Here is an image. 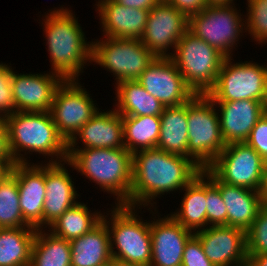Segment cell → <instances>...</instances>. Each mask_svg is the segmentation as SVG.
<instances>
[{
	"label": "cell",
	"instance_id": "obj_27",
	"mask_svg": "<svg viewBox=\"0 0 267 266\" xmlns=\"http://www.w3.org/2000/svg\"><path fill=\"white\" fill-rule=\"evenodd\" d=\"M161 118L157 148L188 158L187 102L179 106L165 107Z\"/></svg>",
	"mask_w": 267,
	"mask_h": 266
},
{
	"label": "cell",
	"instance_id": "obj_11",
	"mask_svg": "<svg viewBox=\"0 0 267 266\" xmlns=\"http://www.w3.org/2000/svg\"><path fill=\"white\" fill-rule=\"evenodd\" d=\"M267 163L246 142L226 145L207 167L221 182L263 191Z\"/></svg>",
	"mask_w": 267,
	"mask_h": 266
},
{
	"label": "cell",
	"instance_id": "obj_3",
	"mask_svg": "<svg viewBox=\"0 0 267 266\" xmlns=\"http://www.w3.org/2000/svg\"><path fill=\"white\" fill-rule=\"evenodd\" d=\"M5 120L14 163H30L27 155L33 153L47 156V163L67 161L68 143L59 134L50 111L15 112Z\"/></svg>",
	"mask_w": 267,
	"mask_h": 266
},
{
	"label": "cell",
	"instance_id": "obj_33",
	"mask_svg": "<svg viewBox=\"0 0 267 266\" xmlns=\"http://www.w3.org/2000/svg\"><path fill=\"white\" fill-rule=\"evenodd\" d=\"M245 15V32L252 40L267 44V0H247Z\"/></svg>",
	"mask_w": 267,
	"mask_h": 266
},
{
	"label": "cell",
	"instance_id": "obj_1",
	"mask_svg": "<svg viewBox=\"0 0 267 266\" xmlns=\"http://www.w3.org/2000/svg\"><path fill=\"white\" fill-rule=\"evenodd\" d=\"M201 172L202 168L193 159L182 155L158 148L136 151L132 154L130 207L140 211L143 207L156 209V198L178 190L182 193Z\"/></svg>",
	"mask_w": 267,
	"mask_h": 266
},
{
	"label": "cell",
	"instance_id": "obj_28",
	"mask_svg": "<svg viewBox=\"0 0 267 266\" xmlns=\"http://www.w3.org/2000/svg\"><path fill=\"white\" fill-rule=\"evenodd\" d=\"M37 229L0 228V266H30Z\"/></svg>",
	"mask_w": 267,
	"mask_h": 266
},
{
	"label": "cell",
	"instance_id": "obj_40",
	"mask_svg": "<svg viewBox=\"0 0 267 266\" xmlns=\"http://www.w3.org/2000/svg\"><path fill=\"white\" fill-rule=\"evenodd\" d=\"M0 162H14L8 147L7 126L4 117H0Z\"/></svg>",
	"mask_w": 267,
	"mask_h": 266
},
{
	"label": "cell",
	"instance_id": "obj_38",
	"mask_svg": "<svg viewBox=\"0 0 267 266\" xmlns=\"http://www.w3.org/2000/svg\"><path fill=\"white\" fill-rule=\"evenodd\" d=\"M246 143L267 163V114L265 113L252 128Z\"/></svg>",
	"mask_w": 267,
	"mask_h": 266
},
{
	"label": "cell",
	"instance_id": "obj_17",
	"mask_svg": "<svg viewBox=\"0 0 267 266\" xmlns=\"http://www.w3.org/2000/svg\"><path fill=\"white\" fill-rule=\"evenodd\" d=\"M65 79L56 72L12 74L16 112L50 111L56 90Z\"/></svg>",
	"mask_w": 267,
	"mask_h": 266
},
{
	"label": "cell",
	"instance_id": "obj_24",
	"mask_svg": "<svg viewBox=\"0 0 267 266\" xmlns=\"http://www.w3.org/2000/svg\"><path fill=\"white\" fill-rule=\"evenodd\" d=\"M70 243L71 266H104L112 260L110 233L103 220Z\"/></svg>",
	"mask_w": 267,
	"mask_h": 266
},
{
	"label": "cell",
	"instance_id": "obj_37",
	"mask_svg": "<svg viewBox=\"0 0 267 266\" xmlns=\"http://www.w3.org/2000/svg\"><path fill=\"white\" fill-rule=\"evenodd\" d=\"M182 266H215L206 257L202 244L195 235L185 245Z\"/></svg>",
	"mask_w": 267,
	"mask_h": 266
},
{
	"label": "cell",
	"instance_id": "obj_39",
	"mask_svg": "<svg viewBox=\"0 0 267 266\" xmlns=\"http://www.w3.org/2000/svg\"><path fill=\"white\" fill-rule=\"evenodd\" d=\"M169 5L174 6L182 12L187 18L198 14L208 5L206 0H165Z\"/></svg>",
	"mask_w": 267,
	"mask_h": 266
},
{
	"label": "cell",
	"instance_id": "obj_6",
	"mask_svg": "<svg viewBox=\"0 0 267 266\" xmlns=\"http://www.w3.org/2000/svg\"><path fill=\"white\" fill-rule=\"evenodd\" d=\"M170 58L195 94H207L215 86L226 56L187 30Z\"/></svg>",
	"mask_w": 267,
	"mask_h": 266
},
{
	"label": "cell",
	"instance_id": "obj_20",
	"mask_svg": "<svg viewBox=\"0 0 267 266\" xmlns=\"http://www.w3.org/2000/svg\"><path fill=\"white\" fill-rule=\"evenodd\" d=\"M213 102L220 113V130L226 145L246 142L252 128L266 110V104L256 100Z\"/></svg>",
	"mask_w": 267,
	"mask_h": 266
},
{
	"label": "cell",
	"instance_id": "obj_26",
	"mask_svg": "<svg viewBox=\"0 0 267 266\" xmlns=\"http://www.w3.org/2000/svg\"><path fill=\"white\" fill-rule=\"evenodd\" d=\"M114 88L113 107L122 116H160L165 108L137 80L121 81Z\"/></svg>",
	"mask_w": 267,
	"mask_h": 266
},
{
	"label": "cell",
	"instance_id": "obj_35",
	"mask_svg": "<svg viewBox=\"0 0 267 266\" xmlns=\"http://www.w3.org/2000/svg\"><path fill=\"white\" fill-rule=\"evenodd\" d=\"M207 225L222 226L227 225V208L219 189L207 176V198H206Z\"/></svg>",
	"mask_w": 267,
	"mask_h": 266
},
{
	"label": "cell",
	"instance_id": "obj_4",
	"mask_svg": "<svg viewBox=\"0 0 267 266\" xmlns=\"http://www.w3.org/2000/svg\"><path fill=\"white\" fill-rule=\"evenodd\" d=\"M66 164L99 185L103 192L113 195L115 205L130 206L132 153L126 148L76 149Z\"/></svg>",
	"mask_w": 267,
	"mask_h": 266
},
{
	"label": "cell",
	"instance_id": "obj_45",
	"mask_svg": "<svg viewBox=\"0 0 267 266\" xmlns=\"http://www.w3.org/2000/svg\"><path fill=\"white\" fill-rule=\"evenodd\" d=\"M112 266H143V265L130 263V262H124V261L112 258Z\"/></svg>",
	"mask_w": 267,
	"mask_h": 266
},
{
	"label": "cell",
	"instance_id": "obj_13",
	"mask_svg": "<svg viewBox=\"0 0 267 266\" xmlns=\"http://www.w3.org/2000/svg\"><path fill=\"white\" fill-rule=\"evenodd\" d=\"M187 30L188 18L165 0H160L149 11L140 40L156 57H170Z\"/></svg>",
	"mask_w": 267,
	"mask_h": 266
},
{
	"label": "cell",
	"instance_id": "obj_21",
	"mask_svg": "<svg viewBox=\"0 0 267 266\" xmlns=\"http://www.w3.org/2000/svg\"><path fill=\"white\" fill-rule=\"evenodd\" d=\"M66 161L45 162V201L43 204V229L53 224L67 209L73 207L79 195L72 181Z\"/></svg>",
	"mask_w": 267,
	"mask_h": 266
},
{
	"label": "cell",
	"instance_id": "obj_16",
	"mask_svg": "<svg viewBox=\"0 0 267 266\" xmlns=\"http://www.w3.org/2000/svg\"><path fill=\"white\" fill-rule=\"evenodd\" d=\"M153 220H150L152 258L150 266H182L183 251L187 241L194 233L184 228L170 214L157 217V208H149ZM157 211V212H156ZM160 217V218H159Z\"/></svg>",
	"mask_w": 267,
	"mask_h": 266
},
{
	"label": "cell",
	"instance_id": "obj_22",
	"mask_svg": "<svg viewBox=\"0 0 267 266\" xmlns=\"http://www.w3.org/2000/svg\"><path fill=\"white\" fill-rule=\"evenodd\" d=\"M202 171L221 193L227 208V225L246 232L266 203L263 191L229 185L221 182L208 168H203Z\"/></svg>",
	"mask_w": 267,
	"mask_h": 266
},
{
	"label": "cell",
	"instance_id": "obj_36",
	"mask_svg": "<svg viewBox=\"0 0 267 266\" xmlns=\"http://www.w3.org/2000/svg\"><path fill=\"white\" fill-rule=\"evenodd\" d=\"M13 69L8 63H0V117H8L16 112L12 91Z\"/></svg>",
	"mask_w": 267,
	"mask_h": 266
},
{
	"label": "cell",
	"instance_id": "obj_9",
	"mask_svg": "<svg viewBox=\"0 0 267 266\" xmlns=\"http://www.w3.org/2000/svg\"><path fill=\"white\" fill-rule=\"evenodd\" d=\"M232 58H225L217 82L207 95L213 101L256 100L267 104V63H233Z\"/></svg>",
	"mask_w": 267,
	"mask_h": 266
},
{
	"label": "cell",
	"instance_id": "obj_44",
	"mask_svg": "<svg viewBox=\"0 0 267 266\" xmlns=\"http://www.w3.org/2000/svg\"><path fill=\"white\" fill-rule=\"evenodd\" d=\"M235 0H206L208 6L235 4Z\"/></svg>",
	"mask_w": 267,
	"mask_h": 266
},
{
	"label": "cell",
	"instance_id": "obj_18",
	"mask_svg": "<svg viewBox=\"0 0 267 266\" xmlns=\"http://www.w3.org/2000/svg\"><path fill=\"white\" fill-rule=\"evenodd\" d=\"M42 162V163H41ZM14 163L10 172L17 178L20 209L28 226L43 229L45 163Z\"/></svg>",
	"mask_w": 267,
	"mask_h": 266
},
{
	"label": "cell",
	"instance_id": "obj_32",
	"mask_svg": "<svg viewBox=\"0 0 267 266\" xmlns=\"http://www.w3.org/2000/svg\"><path fill=\"white\" fill-rule=\"evenodd\" d=\"M28 226L20 209L17 178L9 171L0 181V228Z\"/></svg>",
	"mask_w": 267,
	"mask_h": 266
},
{
	"label": "cell",
	"instance_id": "obj_10",
	"mask_svg": "<svg viewBox=\"0 0 267 266\" xmlns=\"http://www.w3.org/2000/svg\"><path fill=\"white\" fill-rule=\"evenodd\" d=\"M235 5L207 6L188 18V30L224 56L232 57L245 33V15Z\"/></svg>",
	"mask_w": 267,
	"mask_h": 266
},
{
	"label": "cell",
	"instance_id": "obj_34",
	"mask_svg": "<svg viewBox=\"0 0 267 266\" xmlns=\"http://www.w3.org/2000/svg\"><path fill=\"white\" fill-rule=\"evenodd\" d=\"M247 255L267 254V202L246 231Z\"/></svg>",
	"mask_w": 267,
	"mask_h": 266
},
{
	"label": "cell",
	"instance_id": "obj_23",
	"mask_svg": "<svg viewBox=\"0 0 267 266\" xmlns=\"http://www.w3.org/2000/svg\"><path fill=\"white\" fill-rule=\"evenodd\" d=\"M103 37L140 39L144 33L149 10L125 7L114 0H96Z\"/></svg>",
	"mask_w": 267,
	"mask_h": 266
},
{
	"label": "cell",
	"instance_id": "obj_15",
	"mask_svg": "<svg viewBox=\"0 0 267 266\" xmlns=\"http://www.w3.org/2000/svg\"><path fill=\"white\" fill-rule=\"evenodd\" d=\"M204 253L215 266H247L246 232L222 225L196 231Z\"/></svg>",
	"mask_w": 267,
	"mask_h": 266
},
{
	"label": "cell",
	"instance_id": "obj_8",
	"mask_svg": "<svg viewBox=\"0 0 267 266\" xmlns=\"http://www.w3.org/2000/svg\"><path fill=\"white\" fill-rule=\"evenodd\" d=\"M91 42V62L113 73L115 84L137 80L156 58L140 39L102 37Z\"/></svg>",
	"mask_w": 267,
	"mask_h": 266
},
{
	"label": "cell",
	"instance_id": "obj_46",
	"mask_svg": "<svg viewBox=\"0 0 267 266\" xmlns=\"http://www.w3.org/2000/svg\"><path fill=\"white\" fill-rule=\"evenodd\" d=\"M263 195L265 197V201L267 202V165H266V180H265V187L263 190Z\"/></svg>",
	"mask_w": 267,
	"mask_h": 266
},
{
	"label": "cell",
	"instance_id": "obj_43",
	"mask_svg": "<svg viewBox=\"0 0 267 266\" xmlns=\"http://www.w3.org/2000/svg\"><path fill=\"white\" fill-rule=\"evenodd\" d=\"M14 162H0V181L8 174Z\"/></svg>",
	"mask_w": 267,
	"mask_h": 266
},
{
	"label": "cell",
	"instance_id": "obj_31",
	"mask_svg": "<svg viewBox=\"0 0 267 266\" xmlns=\"http://www.w3.org/2000/svg\"><path fill=\"white\" fill-rule=\"evenodd\" d=\"M47 229H37L30 266H71V243Z\"/></svg>",
	"mask_w": 267,
	"mask_h": 266
},
{
	"label": "cell",
	"instance_id": "obj_41",
	"mask_svg": "<svg viewBox=\"0 0 267 266\" xmlns=\"http://www.w3.org/2000/svg\"><path fill=\"white\" fill-rule=\"evenodd\" d=\"M116 3L125 7L151 10L160 0H114Z\"/></svg>",
	"mask_w": 267,
	"mask_h": 266
},
{
	"label": "cell",
	"instance_id": "obj_30",
	"mask_svg": "<svg viewBox=\"0 0 267 266\" xmlns=\"http://www.w3.org/2000/svg\"><path fill=\"white\" fill-rule=\"evenodd\" d=\"M102 216L101 210L92 212L87 203L77 202L51 224L48 230L55 236L71 241L93 229L102 220Z\"/></svg>",
	"mask_w": 267,
	"mask_h": 266
},
{
	"label": "cell",
	"instance_id": "obj_14",
	"mask_svg": "<svg viewBox=\"0 0 267 266\" xmlns=\"http://www.w3.org/2000/svg\"><path fill=\"white\" fill-rule=\"evenodd\" d=\"M137 81L164 107L182 105L195 95L170 57H156Z\"/></svg>",
	"mask_w": 267,
	"mask_h": 266
},
{
	"label": "cell",
	"instance_id": "obj_7",
	"mask_svg": "<svg viewBox=\"0 0 267 266\" xmlns=\"http://www.w3.org/2000/svg\"><path fill=\"white\" fill-rule=\"evenodd\" d=\"M217 108L207 94H195L187 102L188 158L207 168L226 147Z\"/></svg>",
	"mask_w": 267,
	"mask_h": 266
},
{
	"label": "cell",
	"instance_id": "obj_25",
	"mask_svg": "<svg viewBox=\"0 0 267 266\" xmlns=\"http://www.w3.org/2000/svg\"><path fill=\"white\" fill-rule=\"evenodd\" d=\"M180 208L169 213L184 228L196 231L207 228V175L202 171L183 189Z\"/></svg>",
	"mask_w": 267,
	"mask_h": 266
},
{
	"label": "cell",
	"instance_id": "obj_42",
	"mask_svg": "<svg viewBox=\"0 0 267 266\" xmlns=\"http://www.w3.org/2000/svg\"><path fill=\"white\" fill-rule=\"evenodd\" d=\"M247 266H267V254L247 255Z\"/></svg>",
	"mask_w": 267,
	"mask_h": 266
},
{
	"label": "cell",
	"instance_id": "obj_12",
	"mask_svg": "<svg viewBox=\"0 0 267 266\" xmlns=\"http://www.w3.org/2000/svg\"><path fill=\"white\" fill-rule=\"evenodd\" d=\"M80 79L64 80L55 92L51 116L59 134L68 143L99 110ZM96 104V105H95Z\"/></svg>",
	"mask_w": 267,
	"mask_h": 266
},
{
	"label": "cell",
	"instance_id": "obj_2",
	"mask_svg": "<svg viewBox=\"0 0 267 266\" xmlns=\"http://www.w3.org/2000/svg\"><path fill=\"white\" fill-rule=\"evenodd\" d=\"M48 11L39 23L45 33L51 71L65 80L79 79L84 68L92 64V42H87L75 12L63 5Z\"/></svg>",
	"mask_w": 267,
	"mask_h": 266
},
{
	"label": "cell",
	"instance_id": "obj_47",
	"mask_svg": "<svg viewBox=\"0 0 267 266\" xmlns=\"http://www.w3.org/2000/svg\"><path fill=\"white\" fill-rule=\"evenodd\" d=\"M104 266H112V260L110 263H108L107 265H104Z\"/></svg>",
	"mask_w": 267,
	"mask_h": 266
},
{
	"label": "cell",
	"instance_id": "obj_5",
	"mask_svg": "<svg viewBox=\"0 0 267 266\" xmlns=\"http://www.w3.org/2000/svg\"><path fill=\"white\" fill-rule=\"evenodd\" d=\"M139 209L126 205H112L111 210L103 213L102 220L110 233L112 258L150 266L152 258L150 220L143 221L138 215Z\"/></svg>",
	"mask_w": 267,
	"mask_h": 266
},
{
	"label": "cell",
	"instance_id": "obj_19",
	"mask_svg": "<svg viewBox=\"0 0 267 266\" xmlns=\"http://www.w3.org/2000/svg\"><path fill=\"white\" fill-rule=\"evenodd\" d=\"M102 111L99 109L68 142V157L76 149L125 148L123 142L122 115L115 109ZM79 140H81L80 142L83 144H81L82 147L79 146Z\"/></svg>",
	"mask_w": 267,
	"mask_h": 266
},
{
	"label": "cell",
	"instance_id": "obj_29",
	"mask_svg": "<svg viewBox=\"0 0 267 266\" xmlns=\"http://www.w3.org/2000/svg\"><path fill=\"white\" fill-rule=\"evenodd\" d=\"M123 142L130 153L157 148L160 116H122Z\"/></svg>",
	"mask_w": 267,
	"mask_h": 266
}]
</instances>
